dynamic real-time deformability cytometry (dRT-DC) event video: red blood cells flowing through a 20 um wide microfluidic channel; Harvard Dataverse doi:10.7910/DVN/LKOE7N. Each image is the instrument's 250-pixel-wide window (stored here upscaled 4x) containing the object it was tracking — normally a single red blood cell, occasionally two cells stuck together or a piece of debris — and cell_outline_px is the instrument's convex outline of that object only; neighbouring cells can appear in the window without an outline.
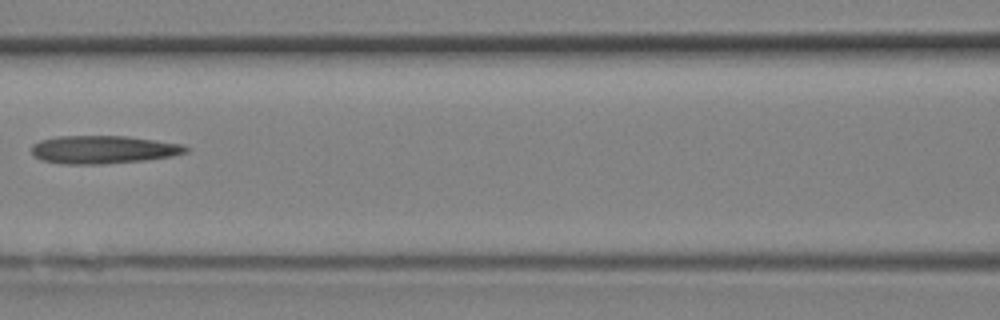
{"species": "Egyptian fruit bat (a non-hibernating species)", "species_latin": "Rousettus aegyptiacus", "temperature_condition": "room temperature", "stored_images_in_passage": 23, "camera_frame_rate_fps": 3000, "um_per_image_px": 0.085, "animal": {"sex": "female"}, "frame": {"image": 1, "passage_image": 10, "time_ms": 3.0, "image_size_px": [1000, 320], "cell_outline_px": [[188, 152], [172, 156], [144, 160], [104, 164], [60, 164], [40, 160], [32, 152], [32, 144], [40, 140], [56, 136], [124, 136], [184, 144], [188, 148]], "centroid_in_image_um": [8.76, 12.72], "position_along_channel_um": 157.8, "area_um2": 25.26}}